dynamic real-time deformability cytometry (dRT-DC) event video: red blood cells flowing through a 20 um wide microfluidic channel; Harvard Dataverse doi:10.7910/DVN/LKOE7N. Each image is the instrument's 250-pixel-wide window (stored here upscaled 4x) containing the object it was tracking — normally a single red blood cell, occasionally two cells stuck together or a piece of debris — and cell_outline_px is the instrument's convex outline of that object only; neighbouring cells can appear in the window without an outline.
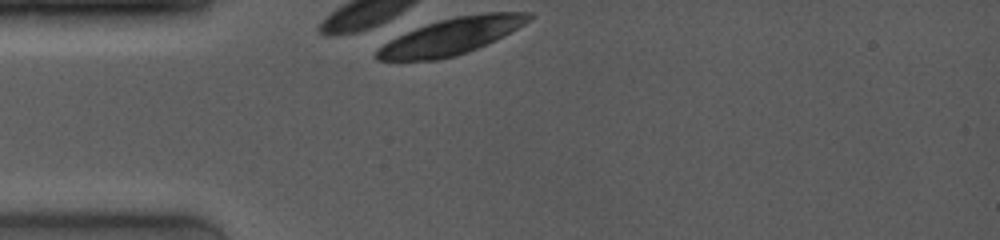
{"species": "common noctule bat (a hibernating species)", "species_latin": "Nyctalus noctula", "temperature_condition": "room temperature", "stored_images_in_passage": 1, "camera_frame_rate_fps": 4000, "um_per_image_px": 0.085, "animal": {"sex": "female", "body_mass_g": 19.0, "forearm_length_mm": 53.3}, "frame": {"image": 1, "passage_image": 1, "time_ms": 0.0, "image_size_px": [1000, 240], "cell_outline_px": [[532, 20], [504, 36], [496, 40], [476, 48], [452, 56], [436, 60], [376, 60], [376, 52], [384, 44], [416, 28], [440, 20], [456, 16], [488, 12], [532, 12]], "centroid_in_image_um": [38.45, 3.07], "position_along_channel_um": 46.5, "area_um2": 31.56}}